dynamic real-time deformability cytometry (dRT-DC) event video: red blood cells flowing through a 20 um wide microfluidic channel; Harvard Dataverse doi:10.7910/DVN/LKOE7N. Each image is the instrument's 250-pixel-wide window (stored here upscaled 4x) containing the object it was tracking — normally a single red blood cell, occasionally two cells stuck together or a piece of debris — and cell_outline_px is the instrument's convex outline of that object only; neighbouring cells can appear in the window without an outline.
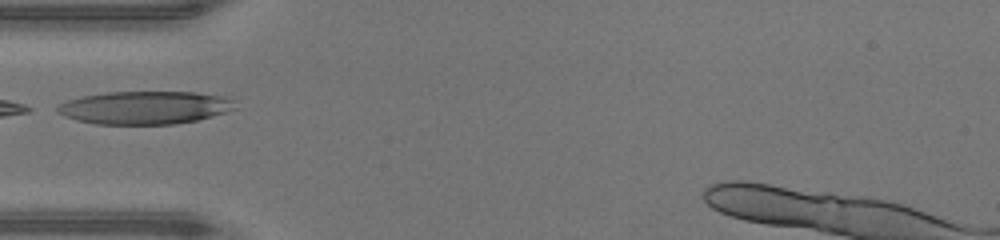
{"species": "human", "species_latin": "Homo sapiens", "temperature_condition": "warm", "stored_images_in_passage": 31, "camera_frame_rate_fps": 3000, "um_per_image_px": 0.085, "donor": {"sex": "male"}, "frame": {"image": 1, "passage_image": 1, "time_ms": 0.0, "image_size_px": [1000, 240], "cell_outline_px": [[236, 108], [212, 116], [196, 120], [176, 124], [96, 124], [76, 120], [64, 116], [56, 112], [56, 104], [80, 96], [108, 92], [196, 92], [224, 96], [232, 100]], "centroid_in_image_um": [12.25, 9.14], "position_along_channel_um": 72.7, "area_um2": 34.28}}
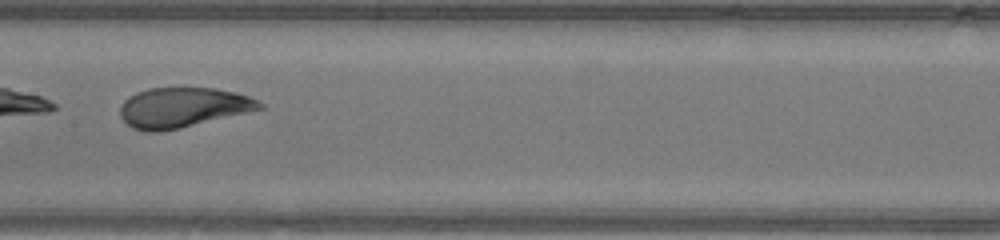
{"frame": {"image": 2, "passage_image": 9, "time_ms": 2.667, "image_size_px": [1000, 240], "cell_outline_px": [[264, 108], [248, 112], [180, 128], [160, 132], [144, 132], [132, 128], [120, 116], [120, 108], [124, 100], [128, 96], [136, 92], [148, 88], [216, 88], [236, 92], [248, 96], [264, 104]], "centroid_in_image_um": [15.51, 9.14], "position_along_channel_um": 191.9, "area_um2": 32.54}}
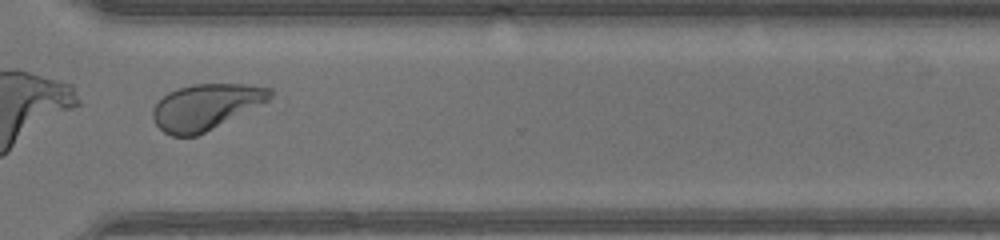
{"frame": {"image": 3, "passage_image": 20, "time_ms": 6.333, "image_size_px": [1000, 240], "cell_outline_px": [[272, 96], [268, 100], [196, 136], [172, 136], [164, 132], [156, 124], [152, 116], [152, 108], [168, 92], [176, 88], [192, 84], [244, 84], [272, 88]], "centroid_in_image_um": [17.45, 9.06], "position_along_channel_um": 353.2, "area_um2": 30.75}}